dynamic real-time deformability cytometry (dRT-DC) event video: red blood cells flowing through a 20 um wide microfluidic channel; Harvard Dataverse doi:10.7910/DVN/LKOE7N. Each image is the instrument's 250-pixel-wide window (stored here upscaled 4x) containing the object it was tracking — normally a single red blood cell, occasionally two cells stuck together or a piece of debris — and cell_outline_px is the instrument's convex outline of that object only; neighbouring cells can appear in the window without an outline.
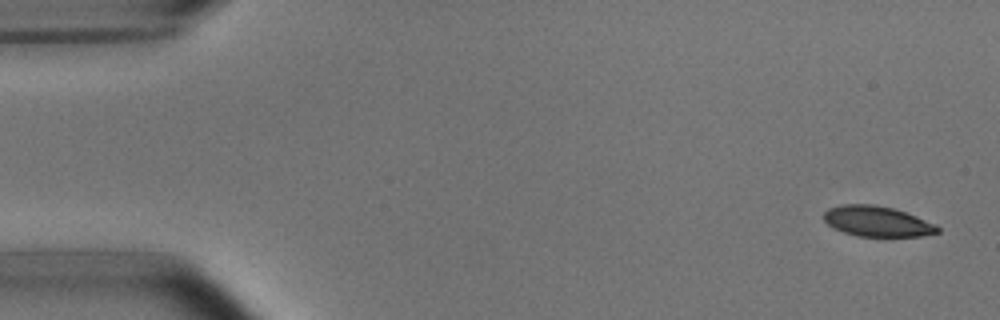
{"species": "common noctule bat (a hibernating species)", "species_latin": "Nyctalus noctula", "temperature_condition": "room temperature", "stored_images_in_passage": 7, "camera_frame_rate_fps": 3000, "um_per_image_px": 0.085, "animal": {"sex": "male", "body_mass_g": 15.6}, "frame": {"image": 1, "passage_image": 1, "time_ms": 0.0, "image_size_px": [1000, 320], "cell_outline_px": [[940, 232], [920, 236], [856, 236], [844, 232], [828, 224], [824, 220], [824, 212], [828, 208], [840, 204], [876, 204], [896, 208], [936, 224], [940, 228]], "centroid_in_image_um": [74.57, 18.79], "position_along_channel_um": 10.4, "area_um2": 20.29}}
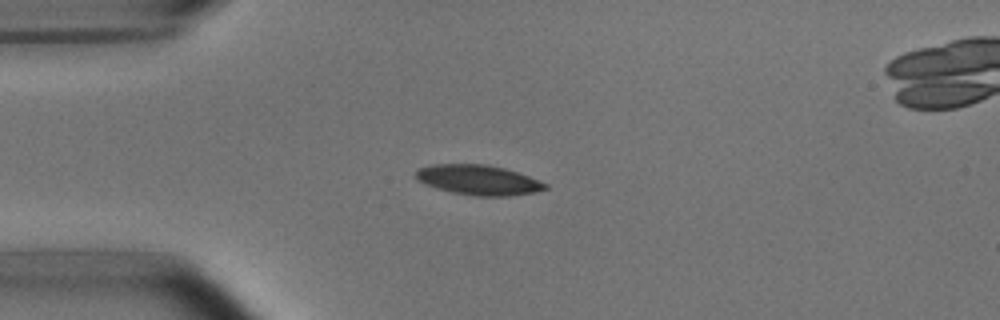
{"frame": {"image": 2, "passage_image": 4, "time_ms": 1.0, "image_size_px": [1000, 320], "cell_outline_px": [[548, 188], [536, 192], [508, 196], [472, 196], [452, 192], [436, 188], [424, 184], [416, 176], [416, 172], [420, 168], [432, 164], [484, 164], [504, 168], [528, 176], [548, 184]], "centroid_in_image_um": [40.68, 15.3], "position_along_channel_um": 44.3, "area_um2": 22.48}}
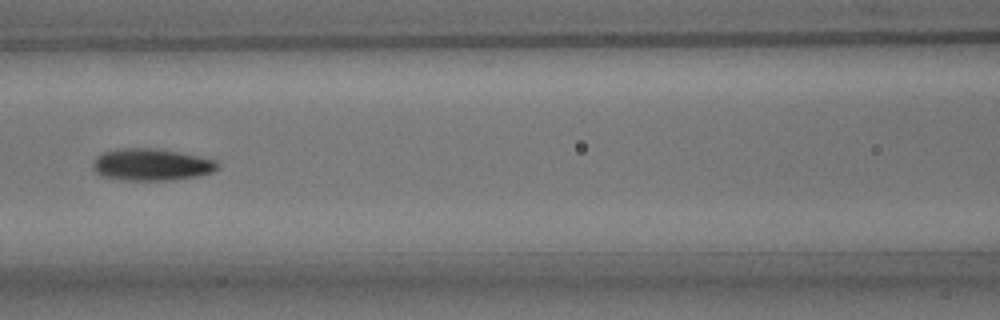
{"frame": {"image": 3, "passage_image": 7, "time_ms": 2.0, "image_size_px": [1000, 320], "cell_outline_px": [[220, 168], [212, 172], [200, 176], [172, 180], [120, 180], [100, 176], [92, 168], [92, 164], [96, 156], [104, 152], [116, 148], [152, 148], [180, 152], [216, 160], [220, 164]], "centroid_in_image_um": [12.87, 14.0], "position_along_channel_um": 153.7, "area_um2": 23.58}}